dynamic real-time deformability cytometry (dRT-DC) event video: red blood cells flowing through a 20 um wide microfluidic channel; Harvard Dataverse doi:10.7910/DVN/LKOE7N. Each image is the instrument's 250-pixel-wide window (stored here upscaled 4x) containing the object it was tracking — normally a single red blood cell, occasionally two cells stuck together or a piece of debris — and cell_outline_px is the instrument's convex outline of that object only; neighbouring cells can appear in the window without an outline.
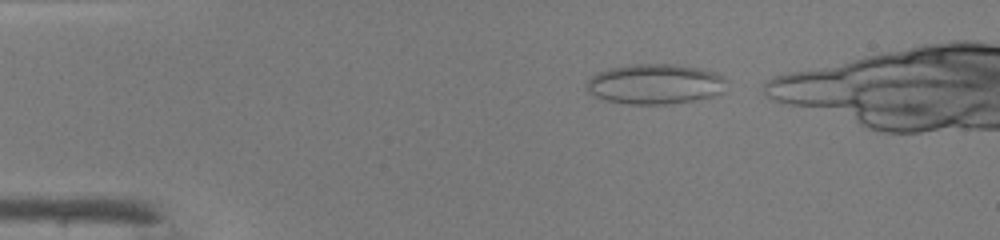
{"species": "common noctule bat (a hibernating species)", "species_latin": "Nyctalus noctula", "temperature_condition": "warm", "stored_images_in_passage": 35, "camera_frame_rate_fps": 3000, "um_per_image_px": 0.085, "animal": {"sex": "male", "body_mass_g": 19.0, "forearm_length_mm": 50.8}, "frame": {"image": 1, "passage_image": 2, "time_ms": 0.333, "image_size_px": [1000, 240], "cell_outline_px": [[728, 80], [724, 92], [720, 96], [668, 104], [628, 104], [608, 100], [596, 96], [588, 92], [584, 84], [592, 76], [608, 68], [632, 64], [676, 64], [700, 68], [716, 72], [724, 76]], "centroid_in_image_um": [55.76, 7.14], "position_along_channel_um": 29.2, "area_um2": 33.23}}
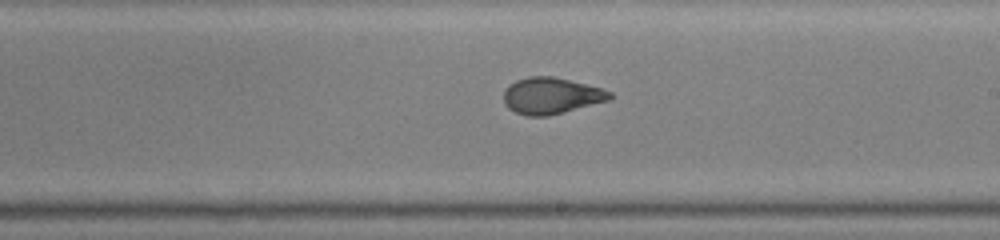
{"frame": {"image": 2, "passage_image": 21, "time_ms": 6.667, "image_size_px": [1000, 240], "cell_outline_px": [[612, 100], [548, 116], [528, 116], [516, 112], [508, 108], [504, 104], [504, 92], [516, 80], [528, 76], [552, 76], [600, 88], [612, 92]], "centroid_in_image_um": [46.87, 8.15], "position_along_channel_um": 242.1, "area_um2": 22.37}}
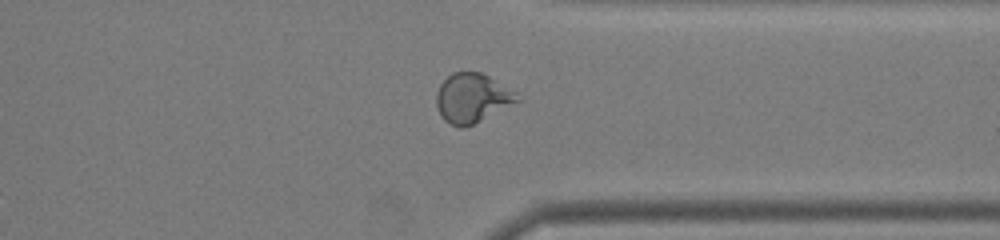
{"frame": {"image": 3, "passage_image": 30, "time_ms": 9.667, "image_size_px": [1000, 240], "cell_outline_px": [[524, 100], [464, 128], [460, 128], [448, 124], [444, 120], [436, 104], [436, 92], [440, 84], [452, 72], [480, 72], [488, 76], [516, 92]], "centroid_in_image_um": [40.16, 8.35], "position_along_channel_um": 371.2, "area_um2": 23.35}}